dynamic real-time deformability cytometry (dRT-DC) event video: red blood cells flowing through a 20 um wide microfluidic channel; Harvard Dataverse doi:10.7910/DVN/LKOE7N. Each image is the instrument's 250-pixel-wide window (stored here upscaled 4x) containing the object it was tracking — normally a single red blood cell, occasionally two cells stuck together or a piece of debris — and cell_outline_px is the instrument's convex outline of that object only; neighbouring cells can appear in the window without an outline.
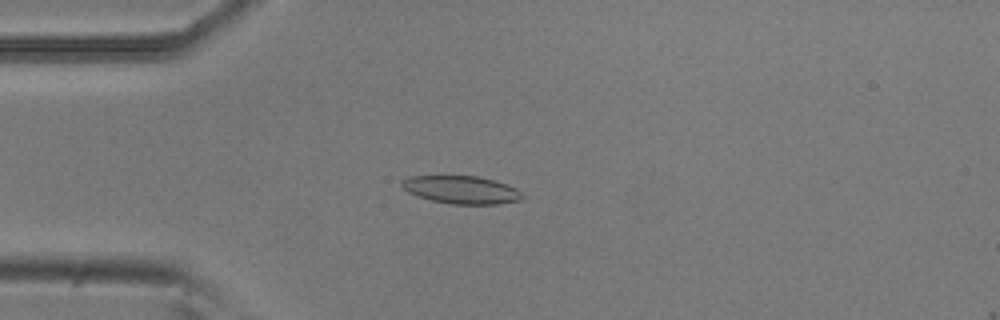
{"species": "common noctule bat (a hibernating species)", "species_latin": "Nyctalus noctula", "temperature_condition": "room temperature", "stored_images_in_passage": 6, "camera_frame_rate_fps": 3000, "um_per_image_px": 0.085, "animal": {"sex": "male", "body_mass_g": 20.5, "forearm_length_mm": 52.5}, "frame": {"image": 1, "passage_image": 4, "time_ms": 1.0, "image_size_px": [1000, 320], "cell_outline_px": [[524, 200], [496, 204], [452, 204], [432, 200], [416, 196], [408, 192], [400, 184], [408, 176], [480, 176], [516, 188], [524, 196]], "centroid_in_image_um": [39.22, 16.14], "position_along_channel_um": 45.8, "area_um2": 19.48}}
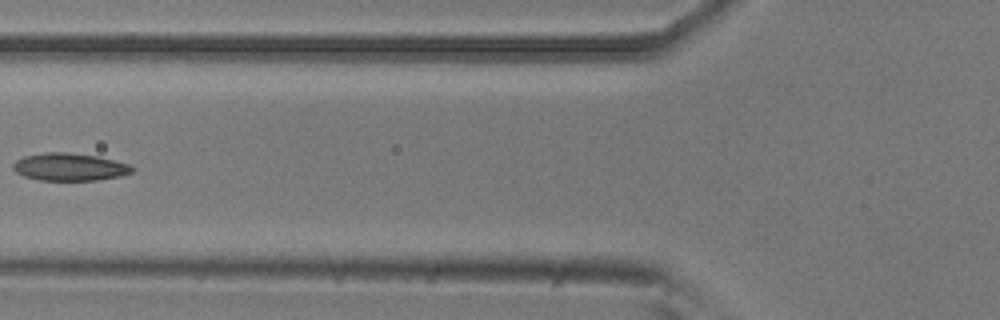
{"frame": {"image": 2, "passage_image": 6, "time_ms": 1.667, "image_size_px": [1000, 320], "cell_outline_px": [[136, 168], [132, 172], [120, 176], [96, 180], [40, 180], [24, 176], [16, 172], [12, 168], [12, 164], [16, 160], [24, 156], [44, 152], [68, 152], [96, 156], [128, 164]], "centroid_in_image_um": [5.89, 14.18], "position_along_channel_um": 119.9, "area_um2": 19.07}}